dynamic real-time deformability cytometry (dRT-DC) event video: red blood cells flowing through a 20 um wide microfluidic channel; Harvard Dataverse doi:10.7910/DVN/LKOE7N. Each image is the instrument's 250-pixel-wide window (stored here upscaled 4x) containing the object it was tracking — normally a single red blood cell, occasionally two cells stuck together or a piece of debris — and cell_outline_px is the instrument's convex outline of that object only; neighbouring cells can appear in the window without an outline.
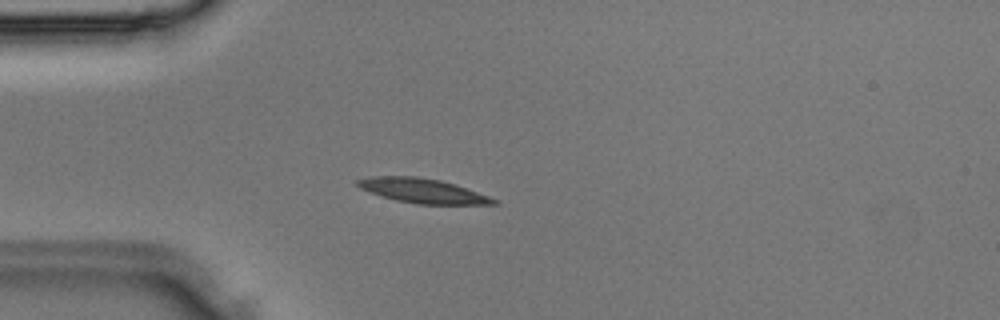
{"species": "Egyptian fruit bat (a non-hibernating species)", "species_latin": "Rousettus aegyptiacus", "temperature_condition": "room temperature", "stored_images_in_passage": 36, "camera_frame_rate_fps": 3000, "um_per_image_px": 0.085, "animal": {"sex": "male"}, "frame": {"image": 1, "passage_image": 9, "time_ms": 2.667, "image_size_px": [1000, 320], "cell_outline_px": [[500, 204], [420, 204], [396, 200], [360, 188], [356, 184], [356, 180], [368, 176], [416, 176], [440, 180], [456, 184], [500, 200]], "centroid_in_image_um": [35.97, 16.2], "position_along_channel_um": 49.0, "area_um2": 19.36}}
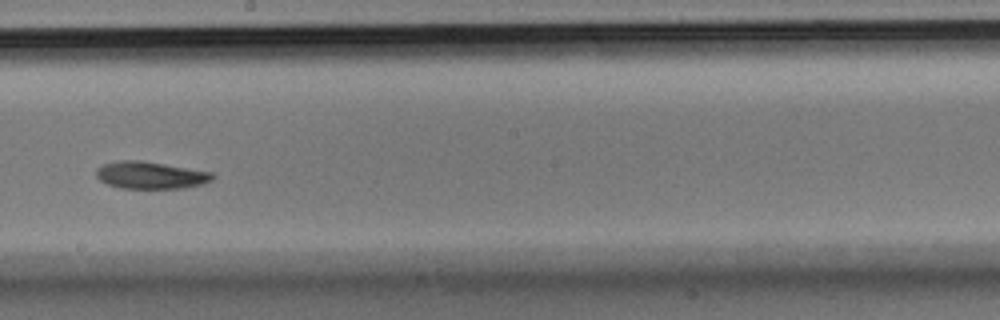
{"frame": {"image": 2, "passage_image": 20, "time_ms": 6.333, "image_size_px": [1000, 320], "cell_outline_px": [[216, 176], [212, 180], [204, 184], [184, 188], [120, 188], [108, 184], [100, 180], [96, 176], [96, 168], [104, 164], [116, 160], [140, 160], [212, 172]], "centroid_in_image_um": [12.8, 14.89], "position_along_channel_um": 235.4, "area_um2": 18.5}}
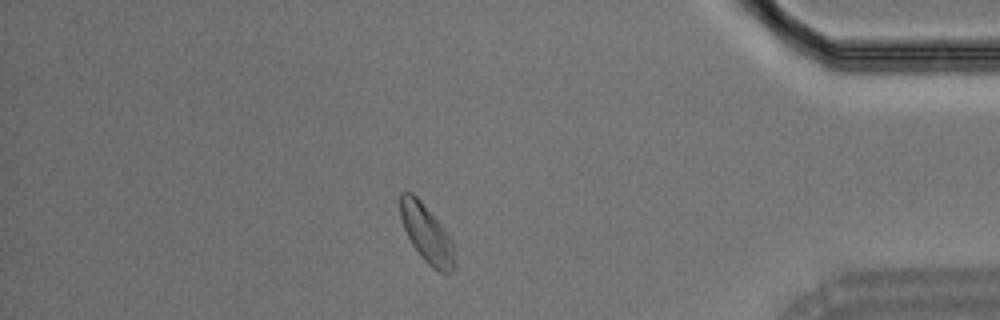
{"frame": {"image": 3, "passage_image": 31, "time_ms": 10.0, "image_size_px": [1000, 320], "cell_outline_px": [[456, 268], [448, 276], [444, 276], [432, 268], [420, 256], [412, 244], [404, 228], [400, 216], [400, 192], [412, 192], [420, 200], [448, 232], [452, 240], [456, 264]], "centroid_in_image_um": [36.32, 19.94], "position_along_channel_um": 398.9, "area_um2": 18.73}}